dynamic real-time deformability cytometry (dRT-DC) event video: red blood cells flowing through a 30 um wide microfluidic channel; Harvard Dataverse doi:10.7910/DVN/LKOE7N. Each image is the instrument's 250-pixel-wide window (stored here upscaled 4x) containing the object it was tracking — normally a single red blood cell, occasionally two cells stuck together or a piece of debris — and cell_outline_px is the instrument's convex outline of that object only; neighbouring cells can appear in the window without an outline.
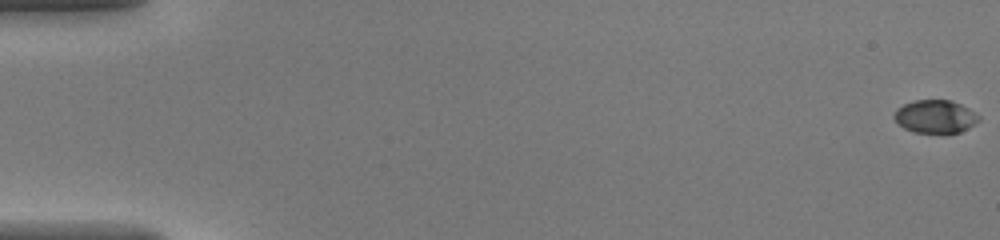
{"species": "common noctule bat (a hibernating species)", "species_latin": "Nyctalus noctula", "temperature_condition": "warm", "stored_images_in_passage": 46, "camera_frame_rate_fps": 3000, "um_per_image_px": 0.085, "animal": {"sex": "female", "body_mass_g": 20.0, "forearm_length_mm": 54.0}, "frame": {"image": 1, "passage_image": 1, "time_ms": 0.0, "image_size_px": [1000, 240], "cell_outline_px": [[980, 120], [968, 128], [960, 132], [944, 136], [912, 132], [904, 128], [892, 116], [896, 108], [912, 100], [952, 100], [968, 108], [980, 116]], "centroid_in_image_um": [79.49, 9.95], "position_along_channel_um": 5.5, "area_um2": 16.94}}
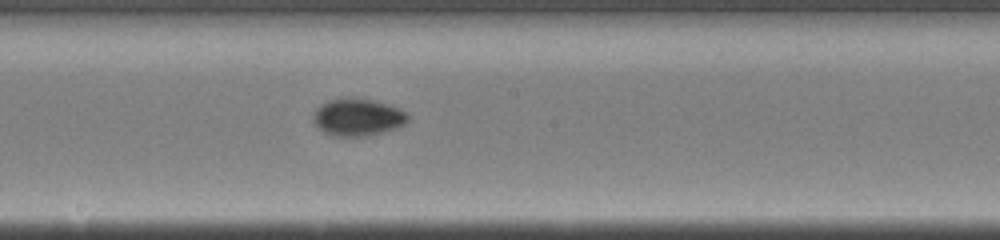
{"frame": {"image": 2, "passage_image": 27, "time_ms": 8.667, "image_size_px": [1000, 240], "cell_outline_px": [[408, 120], [404, 124], [396, 128], [384, 132], [364, 136], [332, 136], [324, 132], [312, 120], [312, 116], [316, 108], [332, 100], [372, 100], [396, 108], [404, 112], [408, 116]], "centroid_in_image_um": [30.39, 10.02], "position_along_channel_um": 217.8, "area_um2": 19.71}}
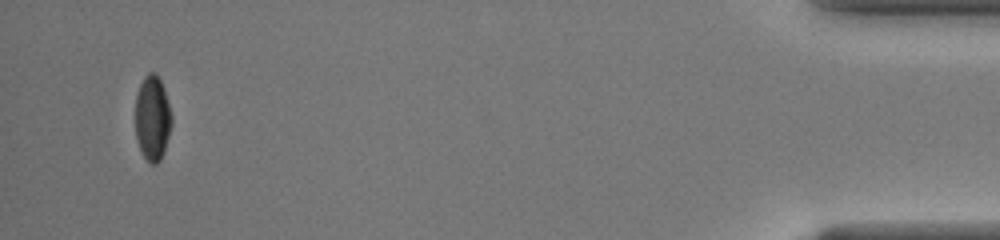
{"frame": {"image": 3, "passage_image": 46, "time_ms": 15.0, "image_size_px": [1000, 240], "cell_outline_px": [[172, 124], [164, 152], [160, 160], [156, 164], [148, 164], [136, 140], [136, 92], [144, 76], [148, 72], [156, 72], [164, 88], [172, 116]], "centroid_in_image_um": [12.96, 10.03], "position_along_channel_um": 422.2, "area_um2": 18.15}}